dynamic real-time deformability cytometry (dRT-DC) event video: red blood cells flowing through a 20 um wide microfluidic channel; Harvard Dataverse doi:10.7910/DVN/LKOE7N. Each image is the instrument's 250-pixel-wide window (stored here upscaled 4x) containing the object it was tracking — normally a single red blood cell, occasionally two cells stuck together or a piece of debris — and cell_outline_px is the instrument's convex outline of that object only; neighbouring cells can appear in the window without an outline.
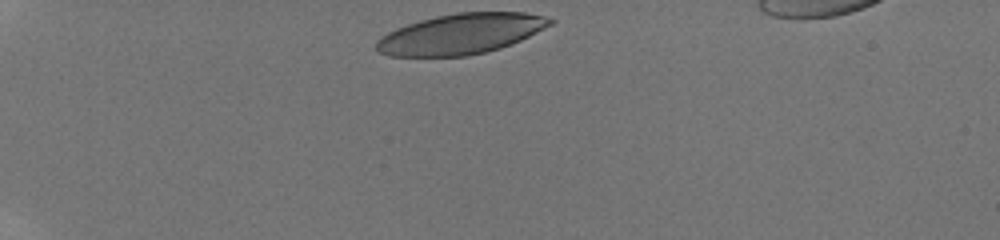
{"species": "human", "species_latin": "Homo sapiens", "temperature_condition": "room temperature", "stored_images_in_passage": 33, "camera_frame_rate_fps": 3000, "um_per_image_px": 0.085, "donor": {"sex": "male"}, "frame": {"image": 1, "passage_image": 1, "time_ms": 0.0, "image_size_px": [1000, 240], "cell_outline_px": [[556, 20], [552, 24], [512, 44], [500, 48], [484, 52], [464, 56], [388, 56], [380, 52], [376, 48], [376, 40], [380, 36], [396, 28], [420, 20], [436, 16], [456, 12], [524, 12], [544, 16]], "centroid_in_image_um": [39.16, 2.87], "position_along_channel_um": 45.8, "area_um2": 40.81}}
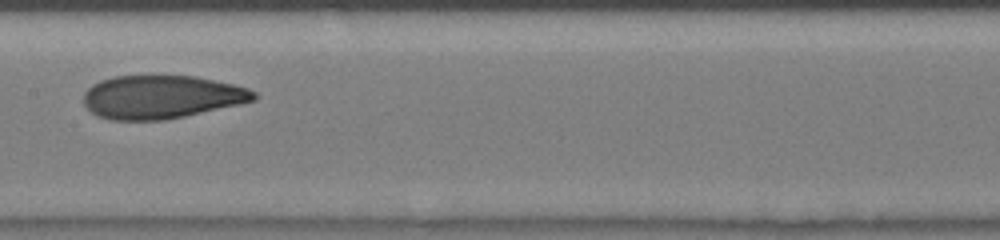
{"frame": {"image": 2, "passage_image": 16, "time_ms": 5.0, "image_size_px": [1000, 240], "cell_outline_px": [[256, 100], [240, 104], [184, 116], [164, 120], [108, 120], [96, 116], [84, 104], [84, 92], [92, 84], [100, 80], [116, 76], [196, 76], [232, 84], [248, 88], [256, 92]], "centroid_in_image_um": [13.7, 8.24], "position_along_channel_um": 193.7, "area_um2": 42.95}}
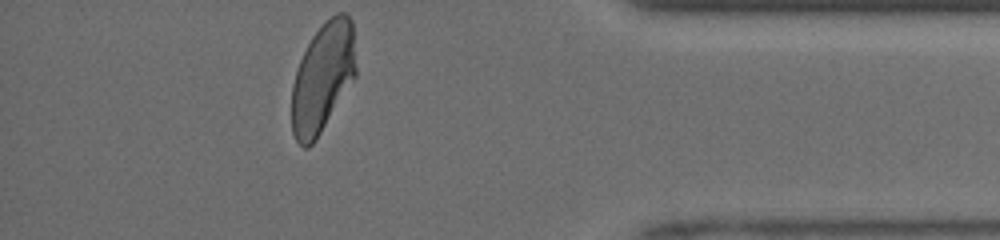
{"frame": {"image": 3, "passage_image": 33, "time_ms": 10.667, "image_size_px": [1000, 240], "cell_outline_px": [[356, 76], [316, 140], [308, 148], [304, 148], [296, 140], [292, 132], [292, 84], [300, 60], [312, 36], [336, 12], [344, 12], [352, 20], [356, 68]], "centroid_in_image_um": [27.43, 6.62], "position_along_channel_um": 407.8, "area_um2": 40.69}, "authors_computed_cell_mechanics": {"area_um2": 42.9454, "velocity_mm_per_s": 4.1855, "shape_relaxation_time_tau1_ms": 4.2924, "shape_relaxation_time_tau2_ms": 1.2971, "deformation_change_tau1": 0.1826, "deformation_change_tau2": 0.0767}}